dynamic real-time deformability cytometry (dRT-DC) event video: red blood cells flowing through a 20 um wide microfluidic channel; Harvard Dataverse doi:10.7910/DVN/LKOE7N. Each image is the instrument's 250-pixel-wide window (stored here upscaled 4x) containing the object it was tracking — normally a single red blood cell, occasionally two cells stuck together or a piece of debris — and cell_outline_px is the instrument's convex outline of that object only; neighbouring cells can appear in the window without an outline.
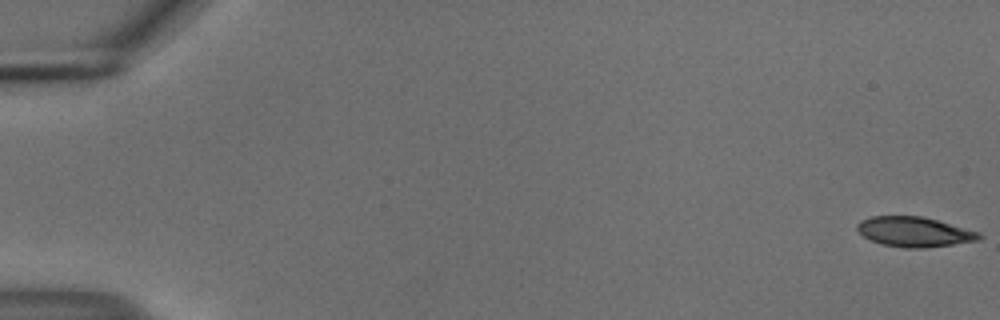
{"species": "common noctule bat (a hibernating species)", "species_latin": "Nyctalus noctula", "temperature_condition": "cold", "stored_images_in_passage": 55, "camera_frame_rate_fps": 3000, "um_per_image_px": 0.085, "animal": {"sex": "male", "body_mass_g": 18.8}, "frame": {"image": 1, "passage_image": 1, "time_ms": 0.0, "image_size_px": [1000, 320], "cell_outline_px": [[984, 236], [980, 240], [924, 248], [904, 248], [880, 244], [864, 236], [856, 228], [856, 224], [860, 220], [872, 216], [920, 216], [936, 220], [980, 232]], "centroid_in_image_um": [77.71, 19.71], "position_along_channel_um": 7.3, "area_um2": 21.21}}
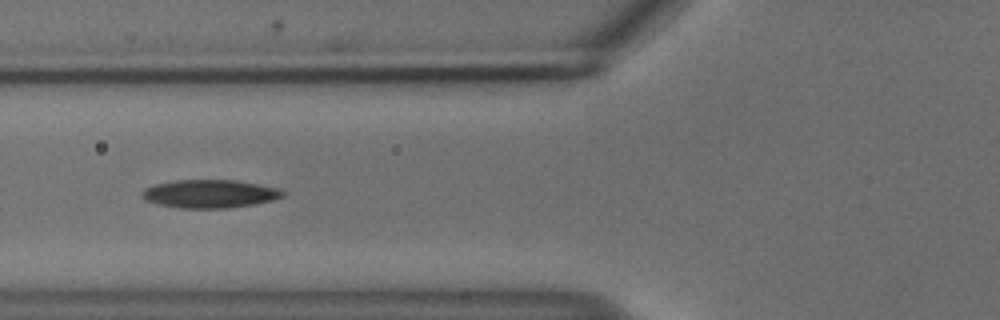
{"frame": {"image": 2, "passage_image": 22, "time_ms": 7.0, "image_size_px": [1000, 320], "cell_outline_px": [[288, 192], [284, 196], [272, 200], [252, 204], [228, 208], [180, 208], [160, 204], [144, 200], [140, 196], [140, 192], [144, 188], [156, 184], [172, 180], [236, 180], [260, 184], [280, 188]], "centroid_in_image_um": [17.84, 16.46], "position_along_channel_um": 108.0, "area_um2": 23.35}}
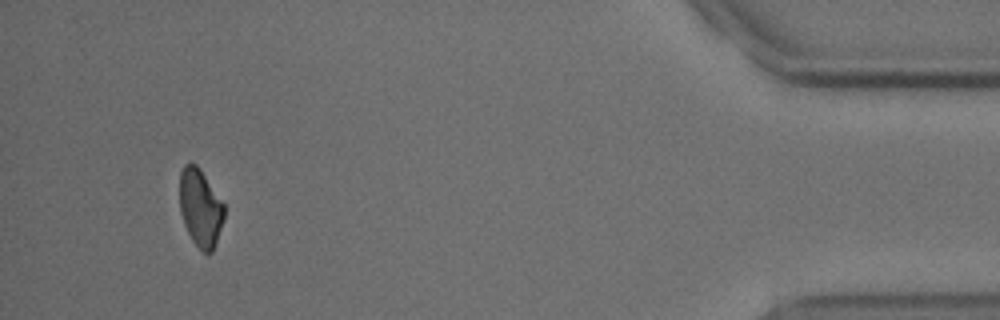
{"frame": {"image": 3, "passage_image": 52, "time_ms": 17.0, "image_size_px": [1000, 320], "cell_outline_px": [[224, 220], [216, 244], [212, 252], [208, 256], [192, 240], [184, 224], [180, 212], [180, 172], [184, 164], [196, 164], [200, 168], [224, 204]], "centroid_in_image_um": [17.04, 17.68], "position_along_channel_um": 418.2, "area_um2": 20.17}, "authors_computed_cell_mechanics": {"area_um2": 22.1952, "velocity_mm_per_s": 3.7355, "shape_relaxation_time_tau1_ms": 4.7271, "shape_relaxation_time_tau2_ms": null, "deformation_change_tau1": 0.1152, "deformation_change_tau2": null}}